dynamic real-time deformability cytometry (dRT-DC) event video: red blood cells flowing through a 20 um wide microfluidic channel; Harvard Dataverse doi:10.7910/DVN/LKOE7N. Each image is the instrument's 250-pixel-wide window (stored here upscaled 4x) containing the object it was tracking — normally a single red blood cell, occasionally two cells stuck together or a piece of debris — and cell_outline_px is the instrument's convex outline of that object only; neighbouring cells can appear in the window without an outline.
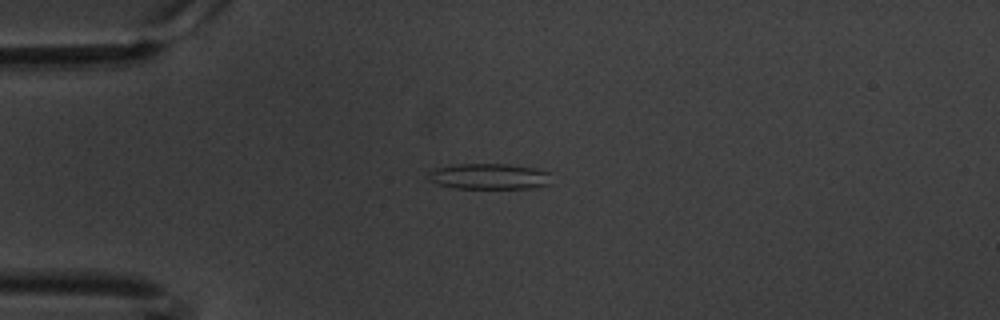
{"species": "common noctule bat (a hibernating species)", "species_latin": "Nyctalus noctula", "temperature_condition": "warm", "stored_images_in_passage": 46, "camera_frame_rate_fps": 3000, "um_per_image_px": 0.085, "animal": {"sex": "male", "body_mass_g": 20.1, "forearm_length_mm": 53.5}, "frame": {"image": 1, "passage_image": 1, "time_ms": 0.0, "image_size_px": [1000, 320], "cell_outline_px": [[552, 184], [532, 188], [456, 188], [436, 184], [428, 180], [428, 172], [432, 168], [456, 164], [508, 164], [536, 168], [548, 172]], "centroid_in_image_um": [41.56, 14.99], "position_along_channel_um": 43.4, "area_um2": 18.73}}
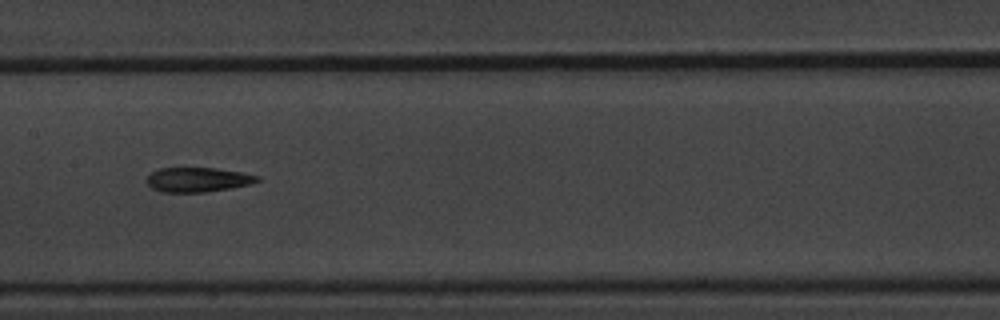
{"frame": {"image": 2, "passage_image": 16, "time_ms": 5.0, "image_size_px": [1000, 320], "cell_outline_px": [[260, 180], [252, 184], [232, 188], [204, 192], [160, 192], [152, 188], [144, 180], [152, 172], [160, 168], [216, 168], [240, 172], [260, 176]], "centroid_in_image_um": [16.81, 15.28], "position_along_channel_um": 190.6, "area_um2": 15.9}}
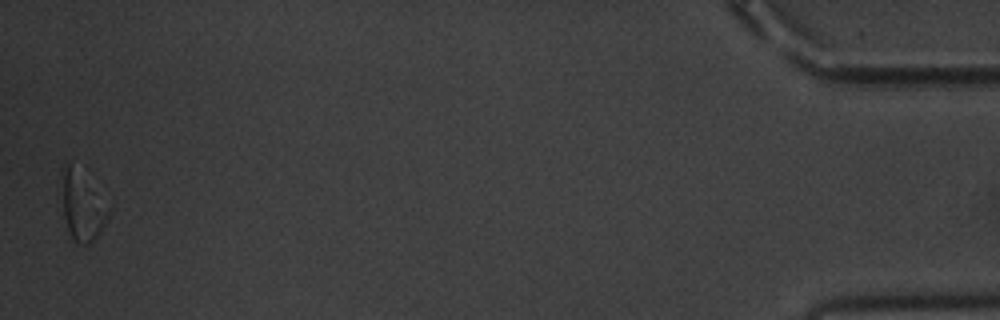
{"frame": {"image": 3, "passage_image": 45, "time_ms": 14.667, "image_size_px": [1000, 320], "cell_outline_px": [[108, 216], [104, 224], [96, 236], [88, 244], [84, 244], [72, 240], [64, 216], [64, 172], [68, 164], [108, 212]], "centroid_in_image_um": [6.95, 17.79], "position_along_channel_um": 428.3, "area_um2": 15.55}, "authors_computed_cell_mechanics": {"area_um2": 16.7331, "velocity_mm_per_s": 3.3793, "shape_relaxation_time_tau1_ms": null, "shape_relaxation_time_tau2_ms": 6.1349, "deformation_change_tau1": null, "deformation_change_tau2": 0.1853}}